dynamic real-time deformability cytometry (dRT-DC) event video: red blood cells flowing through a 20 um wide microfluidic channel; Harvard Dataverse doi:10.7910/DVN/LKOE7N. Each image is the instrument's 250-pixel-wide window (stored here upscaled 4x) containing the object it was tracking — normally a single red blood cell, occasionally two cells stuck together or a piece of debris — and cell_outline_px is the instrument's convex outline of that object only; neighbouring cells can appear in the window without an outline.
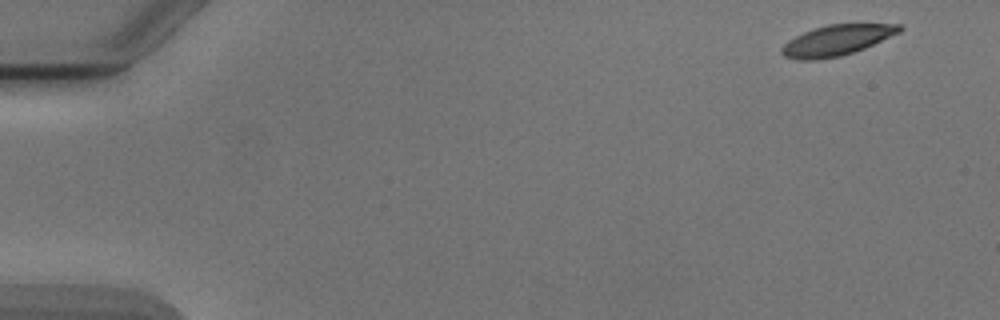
{"species": "Egyptian fruit bat (a non-hibernating species)", "species_latin": "Rousettus aegyptiacus", "temperature_condition": "cold", "stored_images_in_passage": 6, "camera_frame_rate_fps": 3000, "um_per_image_px": 0.085, "animal": {"sex": "male"}, "frame": {"image": 1, "passage_image": 1, "time_ms": 0.0, "image_size_px": [1000, 320], "cell_outline_px": [[904, 28], [900, 32], [864, 48], [840, 56], [812, 60], [796, 60], [784, 56], [780, 52], [780, 48], [788, 40], [804, 32], [828, 24], [900, 24]], "centroid_in_image_um": [71.1, 3.42], "position_along_channel_um": 13.9, "area_um2": 20.75}}